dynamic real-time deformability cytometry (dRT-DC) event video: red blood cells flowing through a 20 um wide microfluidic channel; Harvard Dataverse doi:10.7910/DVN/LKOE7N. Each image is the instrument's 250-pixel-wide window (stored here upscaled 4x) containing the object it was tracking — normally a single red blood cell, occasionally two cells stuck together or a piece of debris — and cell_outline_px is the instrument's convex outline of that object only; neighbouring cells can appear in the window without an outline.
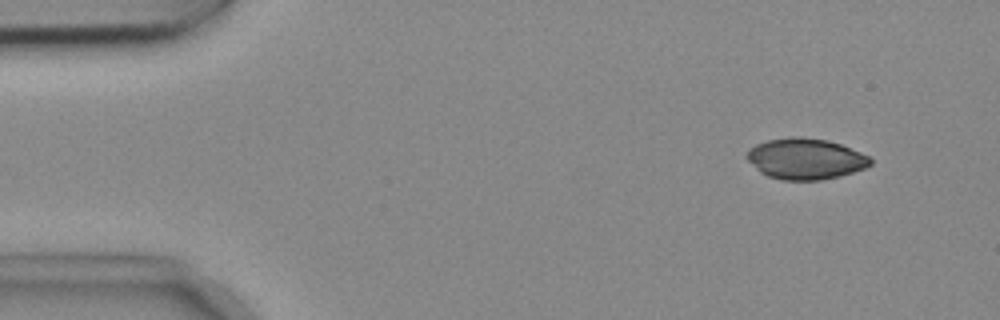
{"species": "common noctule bat (a hibernating species)", "species_latin": "Nyctalus noctula", "temperature_condition": "cold", "stored_images_in_passage": 49, "camera_frame_rate_fps": 3000, "um_per_image_px": 0.085, "animal": {"sex": "female", "body_mass_g": 18.4}, "frame": {"image": 1, "passage_image": 1, "time_ms": 0.0, "image_size_px": [1000, 320], "cell_outline_px": [[872, 164], [864, 168], [840, 176], [820, 180], [784, 180], [768, 176], [760, 172], [744, 156], [748, 148], [756, 144], [768, 140], [796, 136], [800, 136], [828, 140], [840, 144], [860, 152], [868, 156], [872, 160]], "centroid_in_image_um": [68.44, 13.49], "position_along_channel_um": 16.6, "area_um2": 29.48}}
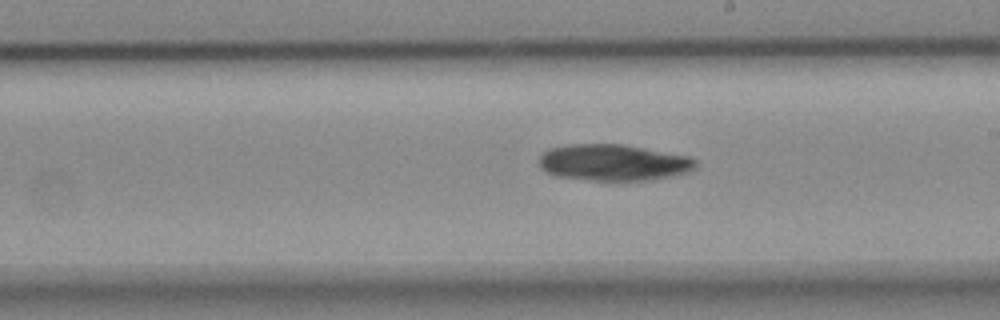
{"frame": {"image": 2, "passage_image": 26, "time_ms": 8.333, "image_size_px": [1000, 320], "cell_outline_px": [[696, 168], [688, 172], [672, 176], [652, 180], [612, 184], [556, 176], [540, 168], [540, 156], [548, 148], [568, 144], [620, 144], [688, 156], [696, 160]], "centroid_in_image_um": [52.13, 13.87], "position_along_channel_um": 236.9, "area_um2": 34.16}}
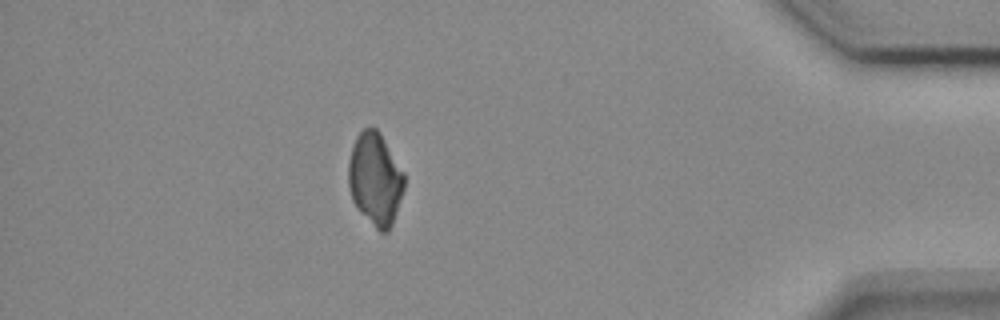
{"frame": {"image": 3, "passage_image": 43, "time_ms": 14.0, "image_size_px": [1000, 320], "cell_outline_px": [[404, 188], [392, 224], [388, 232], [380, 232], [356, 208], [352, 200], [348, 184], [348, 164], [352, 148], [356, 136], [364, 128], [376, 128], [380, 132], [404, 172]], "centroid_in_image_um": [31.88, 15.21], "position_along_channel_um": 403.3, "area_um2": 30.0}}